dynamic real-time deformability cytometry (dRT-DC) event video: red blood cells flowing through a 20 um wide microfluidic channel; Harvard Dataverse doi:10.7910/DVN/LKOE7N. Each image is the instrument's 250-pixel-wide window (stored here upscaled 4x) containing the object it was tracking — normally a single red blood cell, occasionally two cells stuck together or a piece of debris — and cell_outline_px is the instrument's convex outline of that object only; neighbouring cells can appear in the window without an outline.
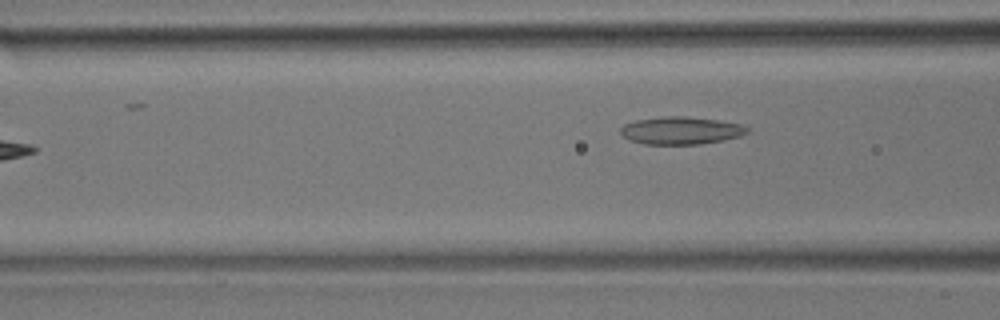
{"species": "common noctule bat (a hibernating species)", "species_latin": "Nyctalus noctula", "temperature_condition": "room temperature", "stored_images_in_passage": 5, "camera_frame_rate_fps": 3000, "um_per_image_px": 0.085, "animal": {"sex": "male", "body_mass_g": 17.9}, "frame": {"image": 1, "passage_image": 5, "time_ms": 1.333, "image_size_px": [1000, 320], "cell_outline_px": [[748, 132], [740, 136], [724, 140], [700, 144], [644, 144], [628, 140], [620, 132], [620, 128], [624, 124], [636, 120], [664, 116], [684, 116], [716, 120], [740, 124], [748, 128]], "centroid_in_image_um": [57.85, 11.1], "position_along_channel_um": 108.8, "area_um2": 20.29}}